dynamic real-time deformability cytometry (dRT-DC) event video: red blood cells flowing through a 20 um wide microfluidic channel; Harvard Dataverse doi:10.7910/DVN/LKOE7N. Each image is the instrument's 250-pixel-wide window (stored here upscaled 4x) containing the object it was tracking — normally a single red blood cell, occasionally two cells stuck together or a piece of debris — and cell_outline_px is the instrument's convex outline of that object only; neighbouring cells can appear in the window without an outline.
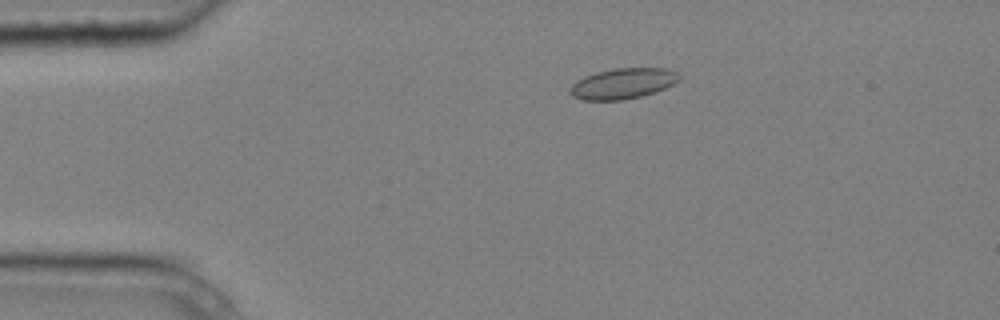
{"species": "common noctule bat (a hibernating species)", "species_latin": "Nyctalus noctula", "temperature_condition": "cold", "stored_images_in_passage": 8, "camera_frame_rate_fps": 3000, "um_per_image_px": 0.085, "animal": {"sex": "male", "body_mass_g": 20.4}, "frame": {"image": 1, "passage_image": 3, "time_ms": 0.667, "image_size_px": [1000, 320], "cell_outline_px": [[680, 80], [664, 88], [640, 96], [620, 100], [584, 100], [572, 96], [568, 92], [572, 84], [576, 80], [584, 76], [596, 72], [616, 68], [668, 68], [680, 72]], "centroid_in_image_um": [52.93, 7.08], "position_along_channel_um": 32.1, "area_um2": 19.48}}
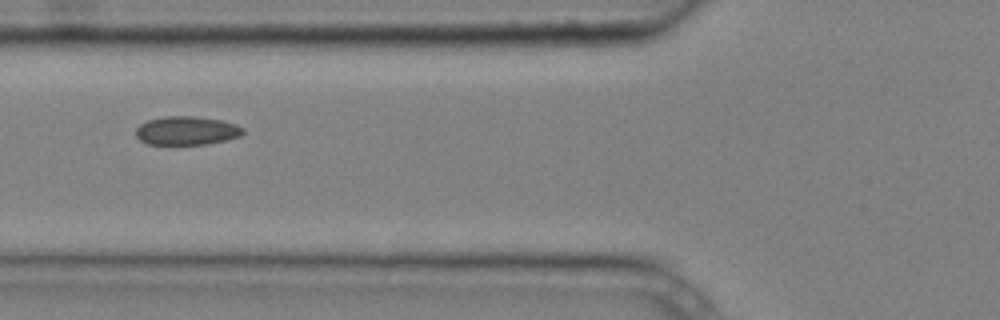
{"frame": {"image": 2, "passage_image": 6, "time_ms": 1.667, "image_size_px": [1000, 320], "cell_outline_px": [[244, 132], [240, 136], [228, 140], [208, 144], [148, 144], [140, 140], [136, 136], [136, 128], [140, 124], [148, 120], [164, 116], [192, 116], [220, 120], [236, 124], [244, 128]], "centroid_in_image_um": [15.88, 11.11], "position_along_channel_um": 109.9, "area_um2": 17.92}}
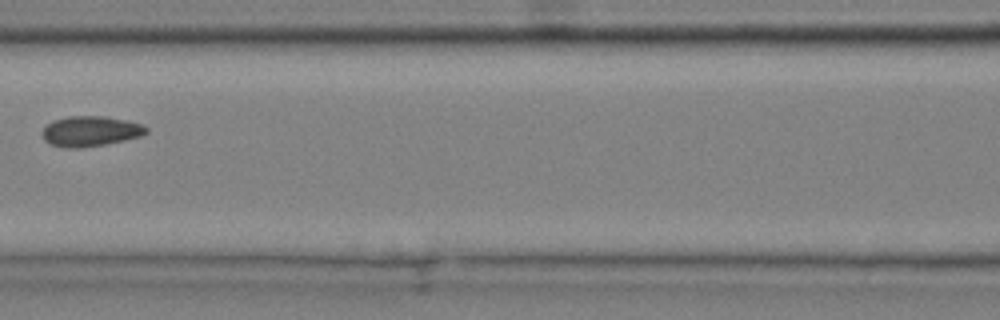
{"frame": {"image": 3, "passage_image": 7, "time_ms": 2.0, "image_size_px": [1000, 320], "cell_outline_px": [[148, 132], [140, 136], [124, 140], [104, 144], [80, 148], [64, 148], [52, 144], [44, 140], [40, 132], [52, 120], [68, 116], [104, 116], [144, 124], [148, 128]], "centroid_in_image_um": [7.67, 11.15], "position_along_channel_um": 158.9, "area_um2": 18.38}}